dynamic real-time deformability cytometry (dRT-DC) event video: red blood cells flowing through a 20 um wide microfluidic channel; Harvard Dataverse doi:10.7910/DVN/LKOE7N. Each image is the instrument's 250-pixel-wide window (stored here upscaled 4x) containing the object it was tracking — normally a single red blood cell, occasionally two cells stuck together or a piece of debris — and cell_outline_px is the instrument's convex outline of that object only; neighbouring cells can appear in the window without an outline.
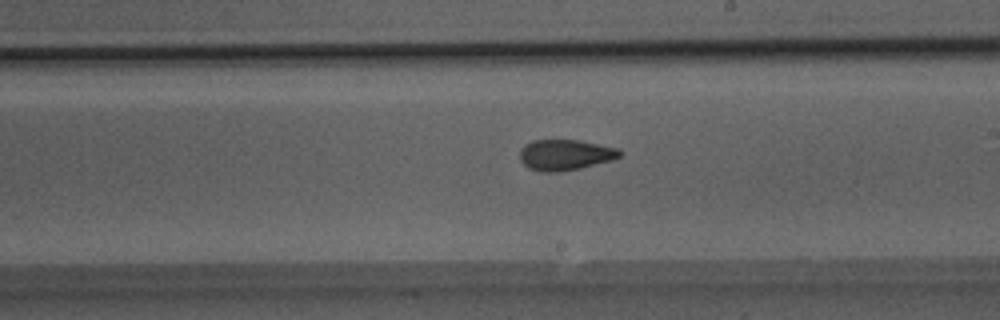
{"species": "Egyptian fruit bat (a non-hibernating species)", "species_latin": "Rousettus aegyptiacus", "temperature_condition": "room temperature", "stored_images_in_passage": 50, "camera_frame_rate_fps": 3000, "um_per_image_px": 0.085, "animal": {"sex": "male"}, "frame": {"image": 1, "passage_image": 29, "time_ms": 9.333, "image_size_px": [1000, 320], "cell_outline_px": [[624, 152], [620, 156], [612, 160], [580, 168], [560, 172], [540, 172], [528, 168], [520, 160], [520, 148], [524, 144], [532, 140], [580, 140], [620, 148]], "centroid_in_image_um": [48.05, 13.16], "position_along_channel_um": 241.0, "area_um2": 18.21}}
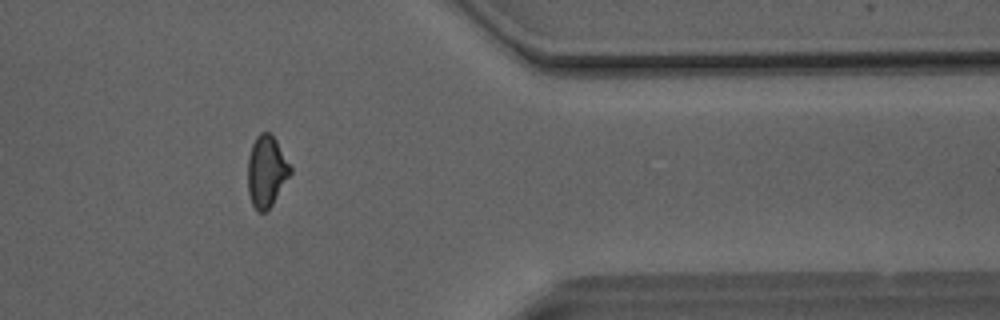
{"frame": {"image": 2, "passage_image": 41, "time_ms": 13.333, "image_size_px": [1000, 320], "cell_outline_px": [[292, 172], [272, 204], [264, 212], [256, 212], [252, 204], [248, 192], [248, 156], [252, 144], [256, 136], [260, 132], [268, 132], [276, 140], [292, 168]], "centroid_in_image_um": [22.64, 14.56], "position_along_channel_um": 388.8, "area_um2": 17.63}}
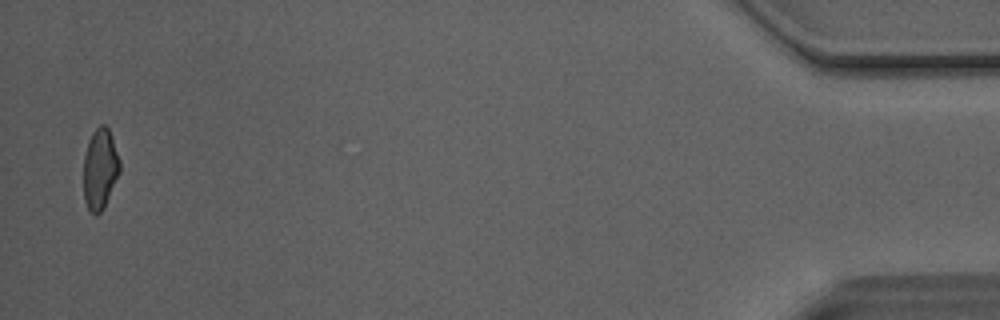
{"frame": {"image": 3, "passage_image": 49, "time_ms": 16.0, "image_size_px": [1000, 320], "cell_outline_px": [[120, 172], [104, 208], [96, 216], [88, 208], [84, 200], [84, 156], [88, 140], [92, 132], [100, 124], [104, 124], [108, 128], [112, 136], [120, 160]], "centroid_in_image_um": [8.51, 14.34], "position_along_channel_um": 426.7, "area_um2": 17.17}, "authors_computed_cell_mechanics": {"area_um2": 18.2648, "velocity_mm_per_s": 4.1424, "shape_relaxation_time_tau1_ms": 5.3487, "shape_relaxation_time_tau2_ms": 1.8808, "deformation_change_tau1": 0.1285, "deformation_change_tau2": 0.093}}